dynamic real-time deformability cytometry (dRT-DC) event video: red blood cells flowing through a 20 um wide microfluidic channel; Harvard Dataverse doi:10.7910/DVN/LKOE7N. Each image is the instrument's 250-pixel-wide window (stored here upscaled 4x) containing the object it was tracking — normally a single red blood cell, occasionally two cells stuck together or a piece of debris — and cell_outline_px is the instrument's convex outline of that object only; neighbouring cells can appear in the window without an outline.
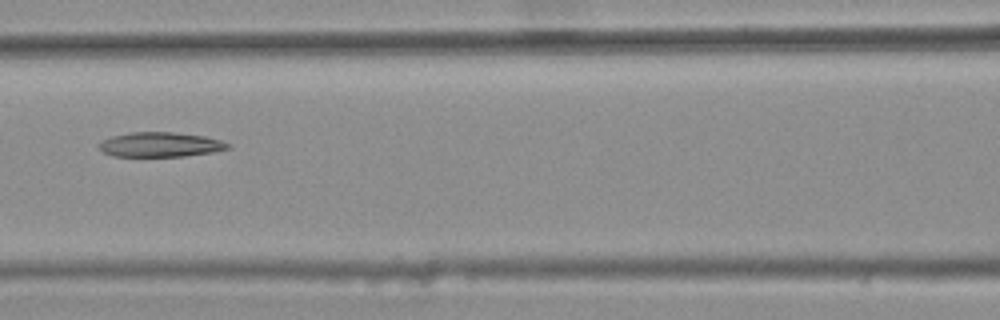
{"species": "common noctule bat (a hibernating species)", "species_latin": "Nyctalus noctula", "temperature_condition": "warm", "stored_images_in_passage": 8, "camera_frame_rate_fps": 3000, "um_per_image_px": 0.085, "animal": {"sex": "female", "body_mass_g": 25.1}, "frame": {"image": 1, "passage_image": 5, "time_ms": 1.333, "image_size_px": [1000, 320], "cell_outline_px": [[232, 148], [212, 152], [184, 156], [112, 156], [104, 152], [96, 144], [112, 136], [132, 132], [172, 132], [204, 136], [220, 140], [232, 144]], "centroid_in_image_um": [13.65, 12.29], "position_along_channel_um": 152.9, "area_um2": 18.5}}
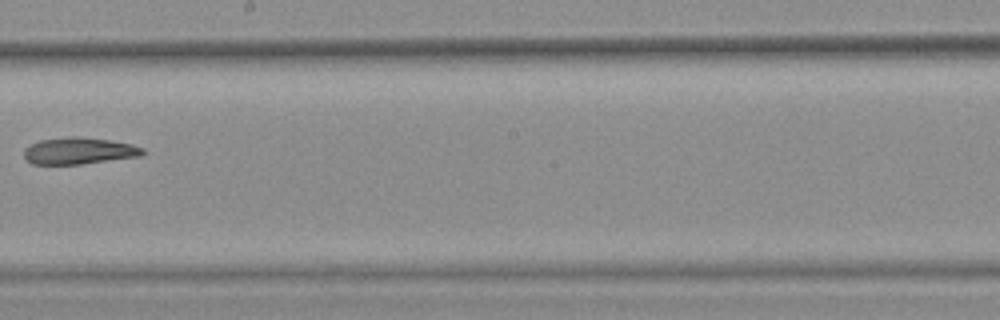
{"frame": {"image": 2, "passage_image": 7, "time_ms": 2.0, "image_size_px": [1000, 320], "cell_outline_px": [[148, 152], [140, 156], [80, 164], [32, 164], [24, 160], [24, 148], [40, 140], [68, 136], [76, 136], [108, 140], [132, 144], [144, 148]], "centroid_in_image_um": [6.71, 12.82], "position_along_channel_um": 241.5, "area_um2": 18.55}}
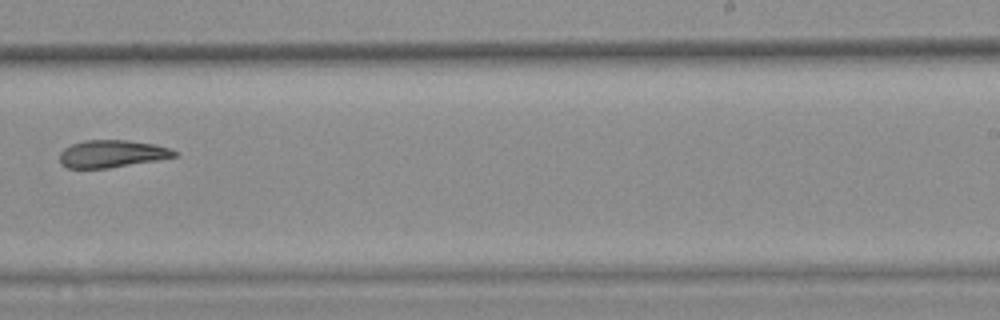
{"frame": {"image": 3, "passage_image": 8, "time_ms": 2.333, "image_size_px": [1000, 320], "cell_outline_px": [[180, 156], [108, 168], [68, 168], [60, 164], [60, 152], [64, 148], [72, 144], [84, 140], [128, 140], [156, 144], [180, 152]], "centroid_in_image_um": [9.54, 13.06], "position_along_channel_um": 279.5, "area_um2": 18.44}}